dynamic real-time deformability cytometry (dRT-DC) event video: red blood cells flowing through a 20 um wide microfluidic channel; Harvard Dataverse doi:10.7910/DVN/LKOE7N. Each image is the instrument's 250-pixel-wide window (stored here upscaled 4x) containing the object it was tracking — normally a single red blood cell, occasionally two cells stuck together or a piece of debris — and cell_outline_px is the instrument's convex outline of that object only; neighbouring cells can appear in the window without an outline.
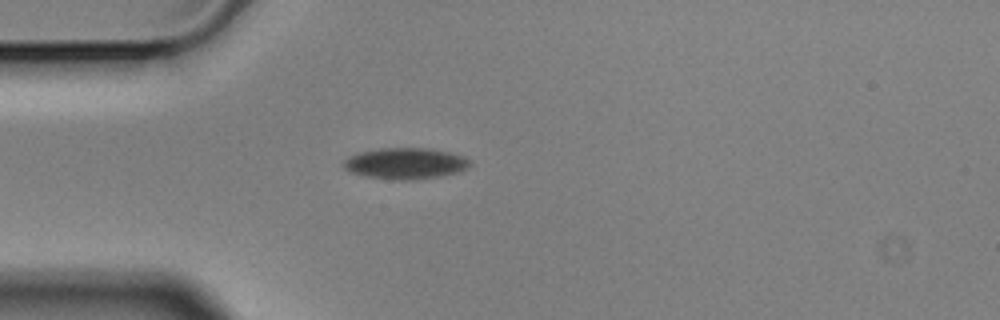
{"species": "Egyptian fruit bat (a non-hibernating species)", "species_latin": "Rousettus aegyptiacus", "temperature_condition": "cold", "stored_images_in_passage": 1, "camera_frame_rate_fps": 3000, "um_per_image_px": 0.085, "animal": {"sex": "male"}, "frame": {"image": 1, "passage_image": 1, "time_ms": 0.0, "image_size_px": [1000, 320], "cell_outline_px": [[472, 164], [468, 168], [460, 172], [440, 176], [412, 180], [396, 180], [364, 176], [348, 172], [344, 168], [344, 160], [360, 152], [380, 148], [432, 148], [464, 156], [472, 160]], "centroid_in_image_um": [34.51, 13.9], "position_along_channel_um": 50.5, "area_um2": 23.18}}